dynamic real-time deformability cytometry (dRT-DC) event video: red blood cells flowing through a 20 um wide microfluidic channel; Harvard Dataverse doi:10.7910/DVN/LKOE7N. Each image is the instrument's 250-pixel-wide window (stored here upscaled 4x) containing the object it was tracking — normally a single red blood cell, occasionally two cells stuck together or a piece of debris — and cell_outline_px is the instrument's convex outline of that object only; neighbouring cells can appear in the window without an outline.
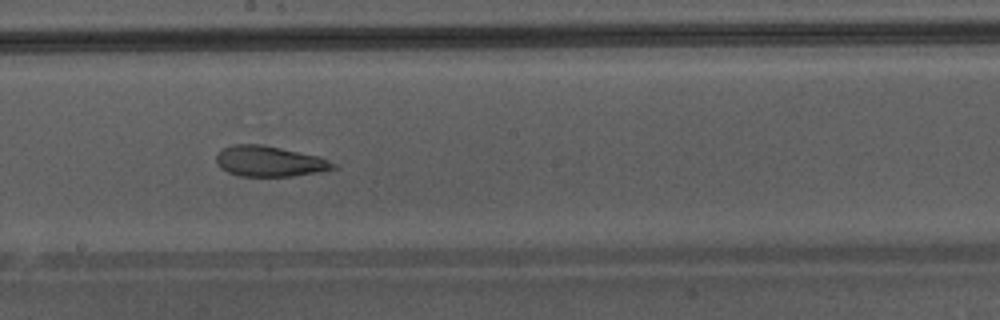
{"species": "Egyptian fruit bat (a non-hibernating species)", "species_latin": "Rousettus aegyptiacus", "temperature_condition": "warm", "stored_images_in_passage": 43, "camera_frame_rate_fps": 3000, "um_per_image_px": 0.085, "animal": {"sex": "male"}, "frame": {"image": 1, "passage_image": 30, "time_ms": 9.667, "image_size_px": [1000, 320], "cell_outline_px": [[340, 168], [320, 172], [292, 176], [240, 176], [228, 172], [220, 168], [216, 164], [216, 156], [224, 148], [232, 144], [264, 144], [320, 156], [336, 164]], "centroid_in_image_um": [22.94, 13.71], "position_along_channel_um": 225.3, "area_um2": 21.1}, "authors_computed_cell_mechanics": {"area_um2": 24.854, "velocity_mm_per_s": 4.3455, "shape_relaxation_time_tau1_ms": null, "shape_relaxation_time_tau2_ms": 3.3919, "deformation_change_tau1": null, "deformation_change_tau2": 0.1095}}